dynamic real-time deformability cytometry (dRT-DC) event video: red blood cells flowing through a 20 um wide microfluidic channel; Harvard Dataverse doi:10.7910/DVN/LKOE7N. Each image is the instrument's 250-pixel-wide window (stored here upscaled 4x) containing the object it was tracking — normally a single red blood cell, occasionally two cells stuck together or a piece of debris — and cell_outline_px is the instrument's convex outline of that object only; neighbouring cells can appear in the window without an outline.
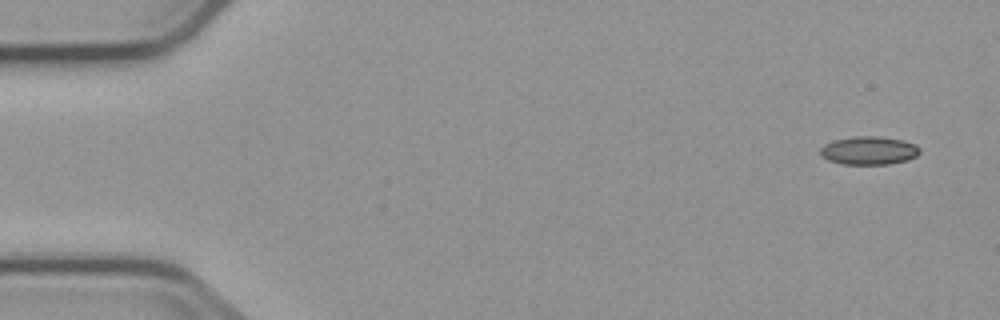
{"species": "common noctule bat (a hibernating species)", "species_latin": "Nyctalus noctula", "temperature_condition": "cold", "stored_images_in_passage": 4, "camera_frame_rate_fps": 3000, "um_per_image_px": 0.085, "animal": {"sex": "male", "body_mass_g": 23.1, "forearm_length_mm": 52.7}, "frame": {"image": 1, "passage_image": 1, "time_ms": 0.0, "image_size_px": [1000, 320], "cell_outline_px": [[920, 152], [916, 156], [908, 160], [888, 164], [844, 164], [828, 160], [820, 156], [820, 148], [824, 144], [832, 140], [852, 136], [880, 136], [904, 140], [916, 144], [920, 148]], "centroid_in_image_um": [73.85, 12.78], "position_along_channel_um": 11.1, "area_um2": 16.65}}